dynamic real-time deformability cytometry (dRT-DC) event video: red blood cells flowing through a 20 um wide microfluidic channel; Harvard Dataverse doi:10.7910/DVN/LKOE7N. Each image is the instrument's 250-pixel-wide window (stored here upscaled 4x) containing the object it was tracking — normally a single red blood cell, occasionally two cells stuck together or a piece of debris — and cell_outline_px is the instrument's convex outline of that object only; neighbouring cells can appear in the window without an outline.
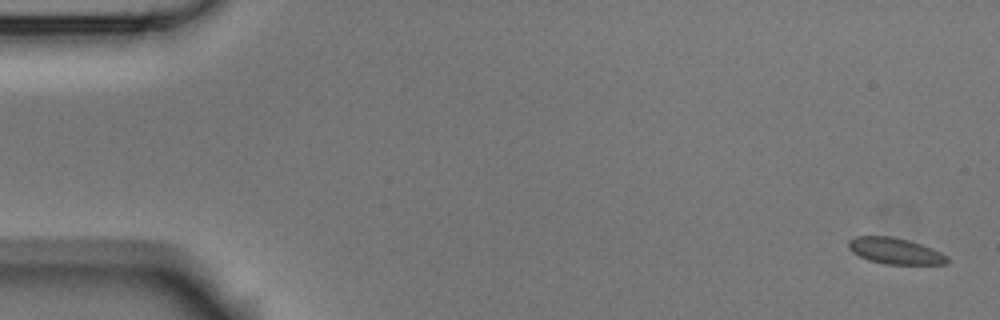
{"species": "Egyptian fruit bat (a non-hibernating species)", "species_latin": "Rousettus aegyptiacus", "temperature_condition": "room temperature", "stored_images_in_passage": 4, "camera_frame_rate_fps": 3000, "um_per_image_px": 0.085, "animal": {"sex": "male"}, "frame": {"image": 1, "passage_image": 1, "time_ms": 0.0, "image_size_px": [1000, 320], "cell_outline_px": [[948, 264], [884, 264], [868, 260], [852, 252], [848, 248], [848, 240], [856, 236], [892, 236], [908, 240], [932, 248], [948, 256]], "centroid_in_image_um": [76.07, 21.33], "position_along_channel_um": 8.9, "area_um2": 15.09}}
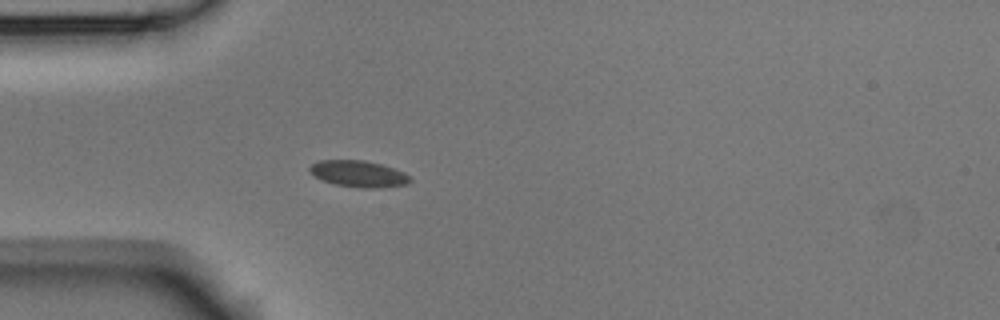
{"frame": {"image": 2, "passage_image": 4, "time_ms": 1.0, "image_size_px": [1000, 320], "cell_outline_px": [[412, 180], [408, 184], [384, 188], [360, 188], [332, 184], [320, 180], [308, 168], [312, 164], [320, 160], [364, 160], [380, 164], [404, 172]], "centroid_in_image_um": [30.48, 14.79], "position_along_channel_um": 54.5, "area_um2": 15.55}}